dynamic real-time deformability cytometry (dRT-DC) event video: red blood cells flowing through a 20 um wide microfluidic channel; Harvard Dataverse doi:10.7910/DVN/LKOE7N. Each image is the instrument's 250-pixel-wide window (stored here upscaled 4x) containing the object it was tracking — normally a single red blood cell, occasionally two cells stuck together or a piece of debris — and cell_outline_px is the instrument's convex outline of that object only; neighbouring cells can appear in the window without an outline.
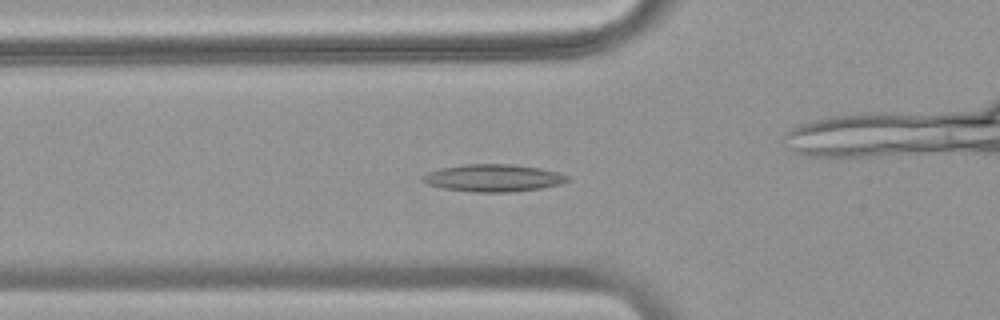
{"species": "common noctule bat (a hibernating species)", "species_latin": "Nyctalus noctula", "temperature_condition": "warm", "stored_images_in_passage": 51, "camera_frame_rate_fps": 3000, "um_per_image_px": 0.085, "animal": {"sex": "female", "body_mass_g": 18.4}, "frame": {"image": 1, "passage_image": 18, "time_ms": 5.667, "image_size_px": [1000, 320], "cell_outline_px": [[572, 180], [560, 184], [540, 188], [508, 192], [476, 192], [444, 188], [428, 184], [420, 180], [420, 176], [428, 172], [440, 168], [464, 164], [512, 164], [540, 168], [560, 172], [568, 176]], "centroid_in_image_um": [41.93, 15.12], "position_along_channel_um": 83.9, "area_um2": 23.12}}
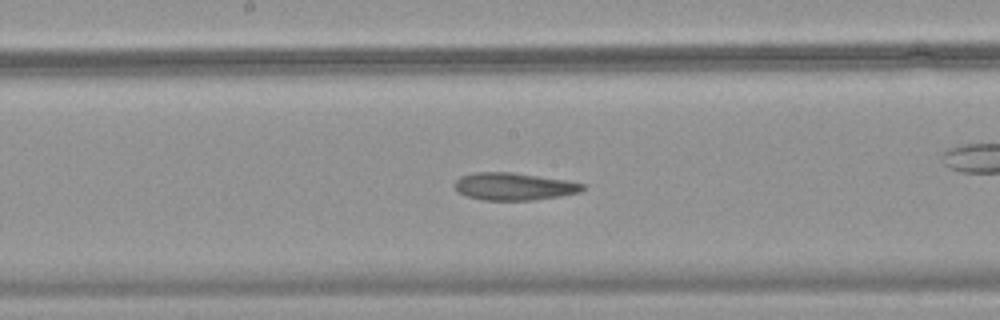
{"frame": {"image": 2, "passage_image": 27, "time_ms": 8.667, "image_size_px": [1000, 320], "cell_outline_px": [[584, 188], [580, 192], [560, 196], [532, 200], [484, 200], [468, 196], [460, 192], [452, 184], [460, 176], [472, 172], [512, 172], [568, 180], [584, 184]], "centroid_in_image_um": [43.68, 15.84], "position_along_channel_um": 204.5, "area_um2": 20.46}}
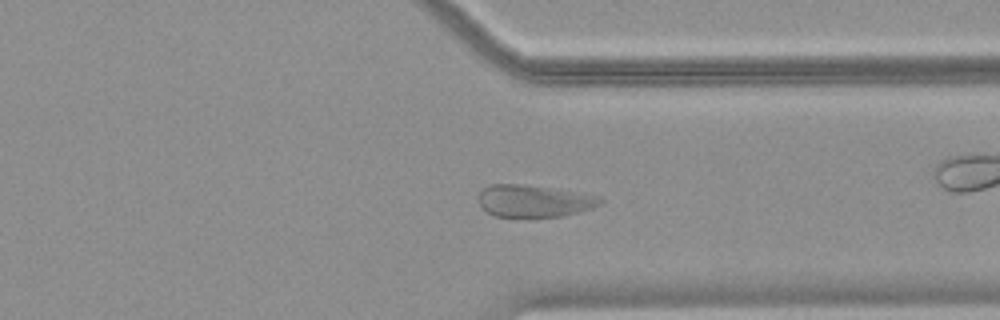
{"frame": {"image": 3, "passage_image": 39, "time_ms": 12.667, "image_size_px": [1000, 320], "cell_outline_px": [[604, 200], [600, 204], [592, 208], [580, 212], [564, 216], [496, 216], [488, 212], [480, 204], [476, 196], [488, 184], [524, 184], [580, 192], [600, 196]], "centroid_in_image_um": [45.41, 17.06], "position_along_channel_um": 366.0, "area_um2": 22.83}}